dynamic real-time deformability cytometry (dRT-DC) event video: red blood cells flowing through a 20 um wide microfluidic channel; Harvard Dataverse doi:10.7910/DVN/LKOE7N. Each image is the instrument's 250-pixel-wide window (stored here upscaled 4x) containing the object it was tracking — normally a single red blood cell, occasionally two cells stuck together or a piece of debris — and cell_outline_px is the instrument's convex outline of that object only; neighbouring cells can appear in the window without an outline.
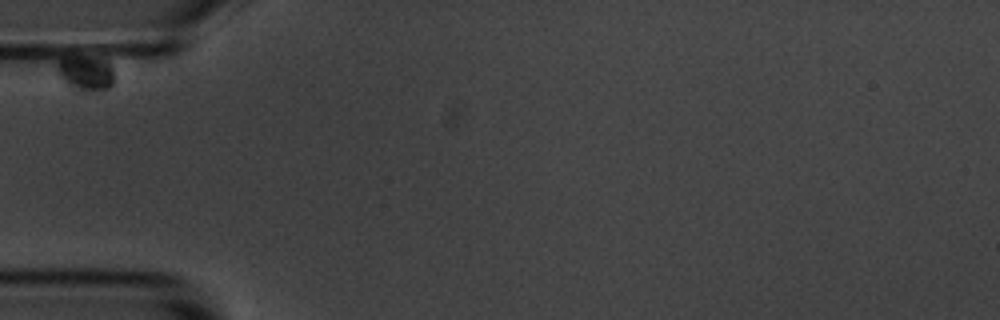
{"species": "common noctule bat (a hibernating species)", "species_latin": "Nyctalus noctula", "temperature_condition": "room temperature", "stored_images_in_passage": 13, "camera_frame_rate_fps": 3000, "um_per_image_px": 0.085, "animal": {"sex": "male", "body_mass_g": 20.1, "forearm_length_mm": 53.5}, "frame": {"image": 1, "passage_image": 1, "time_ms": 0.0, "image_size_px": [1000, 320], "cell_outline_px": [[112, 84], [108, 88], [100, 92], [72, 92], [64, 84], [56, 68], [56, 64], [64, 56], [72, 56], [104, 60], [108, 64], [112, 72]], "centroid_in_image_um": [7.2, 6.3], "position_along_channel_um": 77.8, "area_um2": 11.91}}
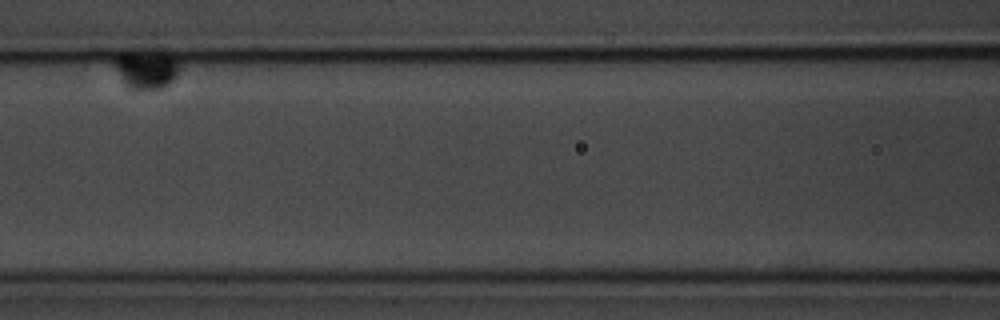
{"frame": {"image": 2, "passage_image": 6, "time_ms": 1.667, "image_size_px": [1000, 320], "cell_outline_px": [[176, 76], [168, 84], [160, 88], [136, 92], [124, 80], [116, 64], [116, 60], [120, 52], [160, 52], [168, 56], [176, 64]], "centroid_in_image_um": [12.42, 5.93], "position_along_channel_um": 154.2, "area_um2": 13.58}}
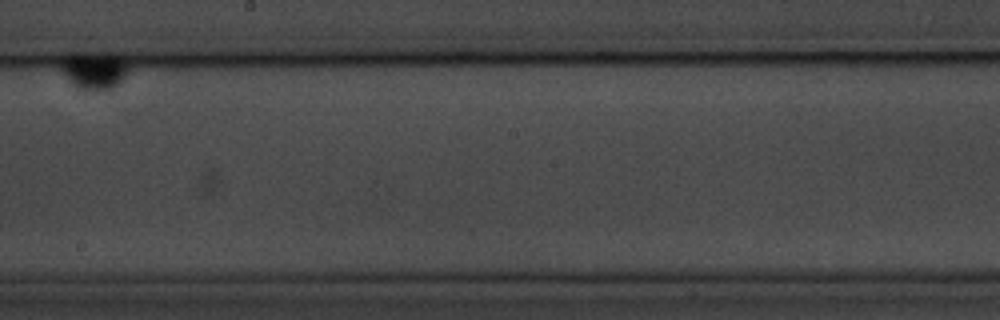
{"frame": {"image": 3, "passage_image": 11, "time_ms": 3.333, "image_size_px": [1000, 320], "cell_outline_px": [[128, 68], [124, 76], [116, 84], [108, 88], [76, 88], [72, 84], [60, 68], [60, 64], [68, 52], [112, 52], [124, 60], [128, 64]], "centroid_in_image_um": [7.96, 5.88], "position_along_channel_um": 240.2, "area_um2": 14.57}}